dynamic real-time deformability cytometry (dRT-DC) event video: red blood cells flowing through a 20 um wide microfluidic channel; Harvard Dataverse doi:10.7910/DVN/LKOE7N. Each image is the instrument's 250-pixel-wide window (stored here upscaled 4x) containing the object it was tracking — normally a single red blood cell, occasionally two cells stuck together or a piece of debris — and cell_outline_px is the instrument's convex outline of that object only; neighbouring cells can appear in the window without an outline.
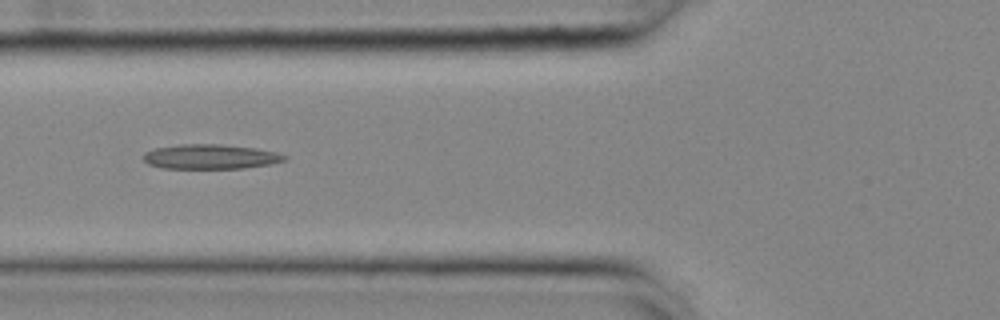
{"species": "common noctule bat (a hibernating species)", "species_latin": "Nyctalus noctula", "temperature_condition": "cold", "stored_images_in_passage": 46, "camera_frame_rate_fps": 3000, "um_per_image_px": 0.085, "animal": {"sex": "female", "body_mass_g": 25.1}, "frame": {"image": 1, "passage_image": 16, "time_ms": 5.0, "image_size_px": [1000, 320], "cell_outline_px": [[288, 156], [284, 160], [268, 164], [244, 168], [160, 168], [148, 164], [144, 160], [144, 152], [156, 148], [180, 144], [220, 144], [252, 148], [276, 152]], "centroid_in_image_um": [17.84, 13.32], "position_along_channel_um": 108.0, "area_um2": 20.06}}
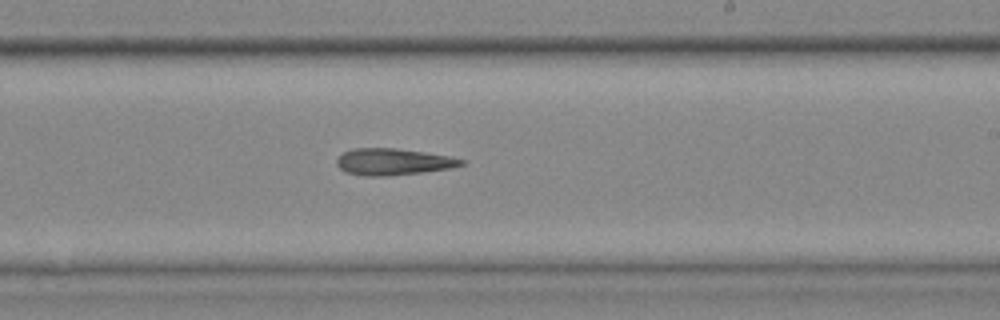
{"frame": {"image": 2, "passage_image": 28, "time_ms": 9.0, "image_size_px": [1000, 320], "cell_outline_px": [[464, 164], [452, 168], [424, 172], [388, 176], [364, 176], [344, 172], [336, 164], [336, 160], [344, 152], [352, 148], [396, 148], [424, 152], [448, 156], [464, 160]], "centroid_in_image_um": [33.39, 13.76], "position_along_channel_um": 255.6, "area_um2": 19.36}}
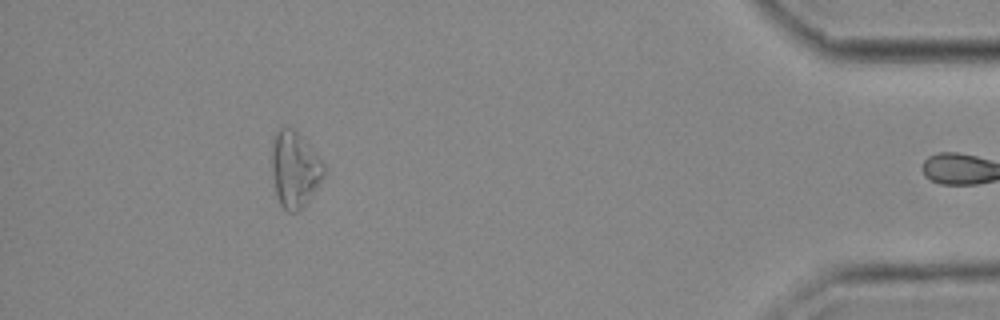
{"frame": {"image": 3, "passage_image": 45, "time_ms": 14.667, "image_size_px": [1000, 320], "cell_outline_px": [[324, 176], [316, 188], [304, 204], [296, 212], [288, 212], [280, 204], [276, 192], [272, 172], [272, 136], [280, 128], [292, 128], [308, 144], [324, 164]], "centroid_in_image_um": [25.03, 14.38], "position_along_channel_um": 410.2, "area_um2": 22.54}}